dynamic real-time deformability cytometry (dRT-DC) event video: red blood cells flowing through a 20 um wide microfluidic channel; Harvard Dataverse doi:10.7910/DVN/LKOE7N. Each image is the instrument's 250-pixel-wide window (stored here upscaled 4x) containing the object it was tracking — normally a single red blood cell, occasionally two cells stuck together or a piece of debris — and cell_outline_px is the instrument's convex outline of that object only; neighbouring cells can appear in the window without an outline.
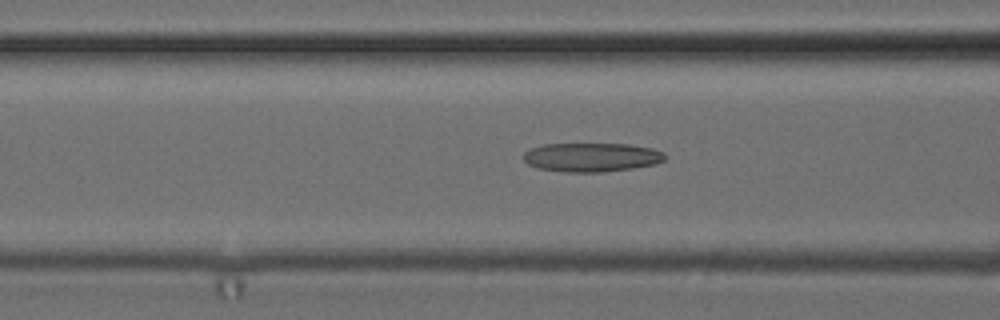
{"species": "common noctule bat (a hibernating species)", "species_latin": "Nyctalus noctula", "temperature_condition": "cold", "stored_images_in_passage": 37, "camera_frame_rate_fps": 3000, "um_per_image_px": 0.085, "animal": {"sex": "female", "body_mass_g": 24.6, "forearm_length_mm": 56.2}, "frame": {"image": 1, "passage_image": 16, "time_ms": 5.0, "image_size_px": [1000, 320], "cell_outline_px": [[668, 156], [664, 160], [656, 164], [632, 168], [600, 172], [564, 172], [536, 168], [528, 164], [524, 160], [524, 152], [528, 148], [544, 144], [628, 144], [652, 148], [664, 152]], "centroid_in_image_um": [50.28, 13.36], "position_along_channel_um": 116.3, "area_um2": 24.04}}
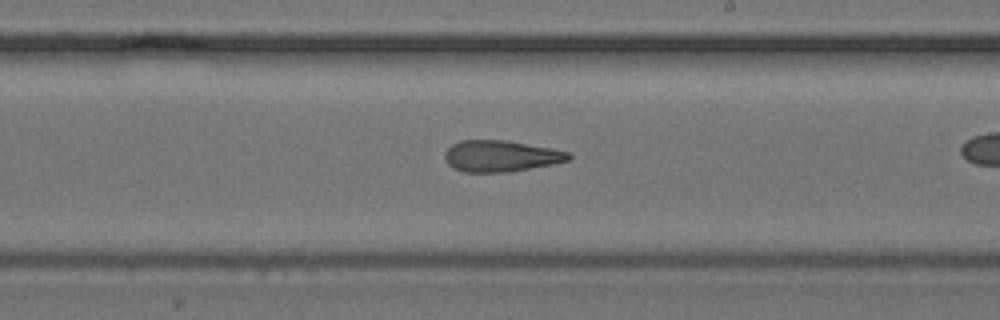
{"frame": {"image": 2, "passage_image": 26, "time_ms": 8.333, "image_size_px": [1000, 320], "cell_outline_px": [[572, 156], [568, 160], [552, 164], [508, 172], [464, 172], [448, 164], [444, 160], [444, 152], [452, 144], [460, 140], [508, 140], [552, 148], [568, 152]], "centroid_in_image_um": [42.54, 13.25], "position_along_channel_um": 246.5, "area_um2": 22.6}}
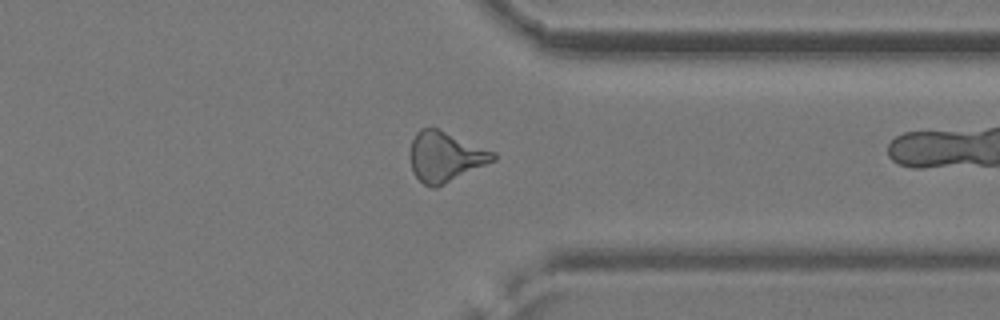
{"frame": {"image": 3, "passage_image": 36, "time_ms": 11.667, "image_size_px": [1000, 320], "cell_outline_px": [[496, 160], [436, 188], [432, 188], [424, 184], [412, 172], [408, 156], [408, 152], [412, 140], [416, 132], [420, 128], [436, 128], [496, 152]], "centroid_in_image_um": [37.81, 13.33], "position_along_channel_um": 373.6, "area_um2": 24.39}}